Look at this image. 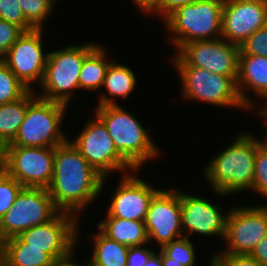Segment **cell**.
I'll list each match as a JSON object with an SVG mask.
<instances>
[{"label":"cell","mask_w":267,"mask_h":266,"mask_svg":"<svg viewBox=\"0 0 267 266\" xmlns=\"http://www.w3.org/2000/svg\"><path fill=\"white\" fill-rule=\"evenodd\" d=\"M0 266H8V254L4 240L0 239Z\"/></svg>","instance_id":"cell-42"},{"label":"cell","mask_w":267,"mask_h":266,"mask_svg":"<svg viewBox=\"0 0 267 266\" xmlns=\"http://www.w3.org/2000/svg\"><path fill=\"white\" fill-rule=\"evenodd\" d=\"M224 0H197L178 8L163 22L175 52L189 42L221 38Z\"/></svg>","instance_id":"cell-5"},{"label":"cell","mask_w":267,"mask_h":266,"mask_svg":"<svg viewBox=\"0 0 267 266\" xmlns=\"http://www.w3.org/2000/svg\"><path fill=\"white\" fill-rule=\"evenodd\" d=\"M173 67L182 83L181 95L185 101L249 111L239 97L236 85L238 76H224L192 66Z\"/></svg>","instance_id":"cell-7"},{"label":"cell","mask_w":267,"mask_h":266,"mask_svg":"<svg viewBox=\"0 0 267 266\" xmlns=\"http://www.w3.org/2000/svg\"><path fill=\"white\" fill-rule=\"evenodd\" d=\"M8 266H51L55 261L43 249L27 247L19 236L5 240Z\"/></svg>","instance_id":"cell-25"},{"label":"cell","mask_w":267,"mask_h":266,"mask_svg":"<svg viewBox=\"0 0 267 266\" xmlns=\"http://www.w3.org/2000/svg\"><path fill=\"white\" fill-rule=\"evenodd\" d=\"M5 172L23 187L47 189L54 174V147L7 145Z\"/></svg>","instance_id":"cell-13"},{"label":"cell","mask_w":267,"mask_h":266,"mask_svg":"<svg viewBox=\"0 0 267 266\" xmlns=\"http://www.w3.org/2000/svg\"><path fill=\"white\" fill-rule=\"evenodd\" d=\"M24 31L13 23L0 20V59H2Z\"/></svg>","instance_id":"cell-33"},{"label":"cell","mask_w":267,"mask_h":266,"mask_svg":"<svg viewBox=\"0 0 267 266\" xmlns=\"http://www.w3.org/2000/svg\"><path fill=\"white\" fill-rule=\"evenodd\" d=\"M5 173V169H0V177Z\"/></svg>","instance_id":"cell-47"},{"label":"cell","mask_w":267,"mask_h":266,"mask_svg":"<svg viewBox=\"0 0 267 266\" xmlns=\"http://www.w3.org/2000/svg\"><path fill=\"white\" fill-rule=\"evenodd\" d=\"M58 0H19L21 11L26 21L34 29L45 28V22L52 16L55 3Z\"/></svg>","instance_id":"cell-26"},{"label":"cell","mask_w":267,"mask_h":266,"mask_svg":"<svg viewBox=\"0 0 267 266\" xmlns=\"http://www.w3.org/2000/svg\"><path fill=\"white\" fill-rule=\"evenodd\" d=\"M98 222V230L107 238L129 247L149 244L144 221L104 217Z\"/></svg>","instance_id":"cell-21"},{"label":"cell","mask_w":267,"mask_h":266,"mask_svg":"<svg viewBox=\"0 0 267 266\" xmlns=\"http://www.w3.org/2000/svg\"><path fill=\"white\" fill-rule=\"evenodd\" d=\"M43 30L23 32L2 58L15 76L32 91L42 83L49 54L42 46Z\"/></svg>","instance_id":"cell-14"},{"label":"cell","mask_w":267,"mask_h":266,"mask_svg":"<svg viewBox=\"0 0 267 266\" xmlns=\"http://www.w3.org/2000/svg\"><path fill=\"white\" fill-rule=\"evenodd\" d=\"M67 105L36 97L27 111L15 139L7 145L56 147L70 137L62 131Z\"/></svg>","instance_id":"cell-6"},{"label":"cell","mask_w":267,"mask_h":266,"mask_svg":"<svg viewBox=\"0 0 267 266\" xmlns=\"http://www.w3.org/2000/svg\"><path fill=\"white\" fill-rule=\"evenodd\" d=\"M144 266H162L161 256L155 252Z\"/></svg>","instance_id":"cell-43"},{"label":"cell","mask_w":267,"mask_h":266,"mask_svg":"<svg viewBox=\"0 0 267 266\" xmlns=\"http://www.w3.org/2000/svg\"><path fill=\"white\" fill-rule=\"evenodd\" d=\"M139 10L147 14L156 4L158 0H132Z\"/></svg>","instance_id":"cell-39"},{"label":"cell","mask_w":267,"mask_h":266,"mask_svg":"<svg viewBox=\"0 0 267 266\" xmlns=\"http://www.w3.org/2000/svg\"><path fill=\"white\" fill-rule=\"evenodd\" d=\"M107 181L69 139L54 147V174L47 189L60 211L80 217L97 196L101 197Z\"/></svg>","instance_id":"cell-1"},{"label":"cell","mask_w":267,"mask_h":266,"mask_svg":"<svg viewBox=\"0 0 267 266\" xmlns=\"http://www.w3.org/2000/svg\"><path fill=\"white\" fill-rule=\"evenodd\" d=\"M94 116L86 121L80 134L70 141L103 178H109L113 172H121V176L134 172L135 169L115 148L104 123Z\"/></svg>","instance_id":"cell-8"},{"label":"cell","mask_w":267,"mask_h":266,"mask_svg":"<svg viewBox=\"0 0 267 266\" xmlns=\"http://www.w3.org/2000/svg\"><path fill=\"white\" fill-rule=\"evenodd\" d=\"M98 45L96 41L85 42L49 52L44 78L39 90H35L37 97L70 105L75 90L80 89L79 73L84 59Z\"/></svg>","instance_id":"cell-4"},{"label":"cell","mask_w":267,"mask_h":266,"mask_svg":"<svg viewBox=\"0 0 267 266\" xmlns=\"http://www.w3.org/2000/svg\"><path fill=\"white\" fill-rule=\"evenodd\" d=\"M237 90L241 101L250 111L262 109L267 104V57L255 55H239L238 77L236 80ZM263 104L257 108L255 99ZM251 95V96H250ZM255 106V107H254Z\"/></svg>","instance_id":"cell-19"},{"label":"cell","mask_w":267,"mask_h":266,"mask_svg":"<svg viewBox=\"0 0 267 266\" xmlns=\"http://www.w3.org/2000/svg\"><path fill=\"white\" fill-rule=\"evenodd\" d=\"M37 97L35 90H29L22 98L0 105V138L11 143L19 131L28 105Z\"/></svg>","instance_id":"cell-24"},{"label":"cell","mask_w":267,"mask_h":266,"mask_svg":"<svg viewBox=\"0 0 267 266\" xmlns=\"http://www.w3.org/2000/svg\"><path fill=\"white\" fill-rule=\"evenodd\" d=\"M147 245L129 247L127 266H144L148 259L156 252Z\"/></svg>","instance_id":"cell-36"},{"label":"cell","mask_w":267,"mask_h":266,"mask_svg":"<svg viewBox=\"0 0 267 266\" xmlns=\"http://www.w3.org/2000/svg\"><path fill=\"white\" fill-rule=\"evenodd\" d=\"M239 46L223 38L182 45L171 57L172 66H192L224 76H238Z\"/></svg>","instance_id":"cell-10"},{"label":"cell","mask_w":267,"mask_h":266,"mask_svg":"<svg viewBox=\"0 0 267 266\" xmlns=\"http://www.w3.org/2000/svg\"><path fill=\"white\" fill-rule=\"evenodd\" d=\"M129 65L113 61L109 64L104 78L102 92H99L97 106L118 105L115 99H127L134 92L138 79ZM104 87V88H103ZM103 89H106L105 91ZM104 91V92H103ZM107 91V92H106Z\"/></svg>","instance_id":"cell-20"},{"label":"cell","mask_w":267,"mask_h":266,"mask_svg":"<svg viewBox=\"0 0 267 266\" xmlns=\"http://www.w3.org/2000/svg\"><path fill=\"white\" fill-rule=\"evenodd\" d=\"M236 134L233 142L216 153L203 169L205 182L209 183L216 197L252 191L256 147L260 140L250 131Z\"/></svg>","instance_id":"cell-2"},{"label":"cell","mask_w":267,"mask_h":266,"mask_svg":"<svg viewBox=\"0 0 267 266\" xmlns=\"http://www.w3.org/2000/svg\"><path fill=\"white\" fill-rule=\"evenodd\" d=\"M107 49L99 44L85 59L79 73L80 89L99 91L103 86L109 64ZM100 88V89H99Z\"/></svg>","instance_id":"cell-23"},{"label":"cell","mask_w":267,"mask_h":266,"mask_svg":"<svg viewBox=\"0 0 267 266\" xmlns=\"http://www.w3.org/2000/svg\"><path fill=\"white\" fill-rule=\"evenodd\" d=\"M197 0H158L157 4L146 14L161 17L162 22L178 8L191 4Z\"/></svg>","instance_id":"cell-35"},{"label":"cell","mask_w":267,"mask_h":266,"mask_svg":"<svg viewBox=\"0 0 267 266\" xmlns=\"http://www.w3.org/2000/svg\"><path fill=\"white\" fill-rule=\"evenodd\" d=\"M145 227L149 243L156 242L159 249L184 237L181 220V191L173 188L160 189L152 198Z\"/></svg>","instance_id":"cell-15"},{"label":"cell","mask_w":267,"mask_h":266,"mask_svg":"<svg viewBox=\"0 0 267 266\" xmlns=\"http://www.w3.org/2000/svg\"><path fill=\"white\" fill-rule=\"evenodd\" d=\"M210 260H209V265L210 266H218L213 260H212V258H209Z\"/></svg>","instance_id":"cell-45"},{"label":"cell","mask_w":267,"mask_h":266,"mask_svg":"<svg viewBox=\"0 0 267 266\" xmlns=\"http://www.w3.org/2000/svg\"><path fill=\"white\" fill-rule=\"evenodd\" d=\"M228 210L221 208L220 203H212L203 196H194L184 193L181 190V220L183 236L188 237L193 234L198 236L220 237L222 240L225 235L226 218ZM222 210H224L222 212ZM226 214H225V213Z\"/></svg>","instance_id":"cell-16"},{"label":"cell","mask_w":267,"mask_h":266,"mask_svg":"<svg viewBox=\"0 0 267 266\" xmlns=\"http://www.w3.org/2000/svg\"><path fill=\"white\" fill-rule=\"evenodd\" d=\"M211 258L218 266H262L249 254H213Z\"/></svg>","instance_id":"cell-34"},{"label":"cell","mask_w":267,"mask_h":266,"mask_svg":"<svg viewBox=\"0 0 267 266\" xmlns=\"http://www.w3.org/2000/svg\"><path fill=\"white\" fill-rule=\"evenodd\" d=\"M265 204L231 206L223 238L226 248L214 254H250L267 235V202Z\"/></svg>","instance_id":"cell-11"},{"label":"cell","mask_w":267,"mask_h":266,"mask_svg":"<svg viewBox=\"0 0 267 266\" xmlns=\"http://www.w3.org/2000/svg\"><path fill=\"white\" fill-rule=\"evenodd\" d=\"M156 252L161 256L162 266H183L180 263L170 262V258L167 257L161 250Z\"/></svg>","instance_id":"cell-44"},{"label":"cell","mask_w":267,"mask_h":266,"mask_svg":"<svg viewBox=\"0 0 267 266\" xmlns=\"http://www.w3.org/2000/svg\"><path fill=\"white\" fill-rule=\"evenodd\" d=\"M255 114H257L259 118L262 119L261 122L263 124H261L262 125L261 130L264 131L265 135L263 136L264 138L259 140H261L260 145L267 150V116L261 110L256 111Z\"/></svg>","instance_id":"cell-40"},{"label":"cell","mask_w":267,"mask_h":266,"mask_svg":"<svg viewBox=\"0 0 267 266\" xmlns=\"http://www.w3.org/2000/svg\"><path fill=\"white\" fill-rule=\"evenodd\" d=\"M221 38L240 46L267 24V0H224Z\"/></svg>","instance_id":"cell-17"},{"label":"cell","mask_w":267,"mask_h":266,"mask_svg":"<svg viewBox=\"0 0 267 266\" xmlns=\"http://www.w3.org/2000/svg\"><path fill=\"white\" fill-rule=\"evenodd\" d=\"M89 236L94 244L88 266H127L129 246L107 238L99 230Z\"/></svg>","instance_id":"cell-22"},{"label":"cell","mask_w":267,"mask_h":266,"mask_svg":"<svg viewBox=\"0 0 267 266\" xmlns=\"http://www.w3.org/2000/svg\"><path fill=\"white\" fill-rule=\"evenodd\" d=\"M192 240L188 237H182L162 246L160 250L170 258V262L180 263L183 266H195L196 248Z\"/></svg>","instance_id":"cell-28"},{"label":"cell","mask_w":267,"mask_h":266,"mask_svg":"<svg viewBox=\"0 0 267 266\" xmlns=\"http://www.w3.org/2000/svg\"><path fill=\"white\" fill-rule=\"evenodd\" d=\"M249 255L260 265L267 266V235L257 244Z\"/></svg>","instance_id":"cell-37"},{"label":"cell","mask_w":267,"mask_h":266,"mask_svg":"<svg viewBox=\"0 0 267 266\" xmlns=\"http://www.w3.org/2000/svg\"><path fill=\"white\" fill-rule=\"evenodd\" d=\"M23 186L6 172L0 177V219L13 206Z\"/></svg>","instance_id":"cell-30"},{"label":"cell","mask_w":267,"mask_h":266,"mask_svg":"<svg viewBox=\"0 0 267 266\" xmlns=\"http://www.w3.org/2000/svg\"><path fill=\"white\" fill-rule=\"evenodd\" d=\"M59 212L48 189L23 187L13 206L0 219V239L19 236L33 226L47 223Z\"/></svg>","instance_id":"cell-9"},{"label":"cell","mask_w":267,"mask_h":266,"mask_svg":"<svg viewBox=\"0 0 267 266\" xmlns=\"http://www.w3.org/2000/svg\"><path fill=\"white\" fill-rule=\"evenodd\" d=\"M79 220L71 213L60 211L52 220L23 231L19 237L27 247L43 249L59 260L77 248L81 234Z\"/></svg>","instance_id":"cell-12"},{"label":"cell","mask_w":267,"mask_h":266,"mask_svg":"<svg viewBox=\"0 0 267 266\" xmlns=\"http://www.w3.org/2000/svg\"><path fill=\"white\" fill-rule=\"evenodd\" d=\"M138 170L121 176L111 196L106 217L145 221L150 202L160 190L139 178ZM137 174V176H136Z\"/></svg>","instance_id":"cell-18"},{"label":"cell","mask_w":267,"mask_h":266,"mask_svg":"<svg viewBox=\"0 0 267 266\" xmlns=\"http://www.w3.org/2000/svg\"><path fill=\"white\" fill-rule=\"evenodd\" d=\"M76 251L77 249L72 251L67 257L59 259V260H55L51 264V266H88L87 261L86 262L83 261V263H81L82 265L76 261L75 259L76 257L75 255H77Z\"/></svg>","instance_id":"cell-38"},{"label":"cell","mask_w":267,"mask_h":266,"mask_svg":"<svg viewBox=\"0 0 267 266\" xmlns=\"http://www.w3.org/2000/svg\"><path fill=\"white\" fill-rule=\"evenodd\" d=\"M266 116H267V104L265 107H263L262 109H260Z\"/></svg>","instance_id":"cell-46"},{"label":"cell","mask_w":267,"mask_h":266,"mask_svg":"<svg viewBox=\"0 0 267 266\" xmlns=\"http://www.w3.org/2000/svg\"><path fill=\"white\" fill-rule=\"evenodd\" d=\"M96 115L106 126L120 155L140 172L148 161L160 156L152 136L143 123L122 105L96 106Z\"/></svg>","instance_id":"cell-3"},{"label":"cell","mask_w":267,"mask_h":266,"mask_svg":"<svg viewBox=\"0 0 267 266\" xmlns=\"http://www.w3.org/2000/svg\"><path fill=\"white\" fill-rule=\"evenodd\" d=\"M239 48V55L267 57V24L249 36Z\"/></svg>","instance_id":"cell-32"},{"label":"cell","mask_w":267,"mask_h":266,"mask_svg":"<svg viewBox=\"0 0 267 266\" xmlns=\"http://www.w3.org/2000/svg\"><path fill=\"white\" fill-rule=\"evenodd\" d=\"M7 144L0 138V169L6 168Z\"/></svg>","instance_id":"cell-41"},{"label":"cell","mask_w":267,"mask_h":266,"mask_svg":"<svg viewBox=\"0 0 267 266\" xmlns=\"http://www.w3.org/2000/svg\"><path fill=\"white\" fill-rule=\"evenodd\" d=\"M252 191L267 199V150L260 144L256 147Z\"/></svg>","instance_id":"cell-29"},{"label":"cell","mask_w":267,"mask_h":266,"mask_svg":"<svg viewBox=\"0 0 267 266\" xmlns=\"http://www.w3.org/2000/svg\"><path fill=\"white\" fill-rule=\"evenodd\" d=\"M29 89L15 76L7 64L0 59V105L22 98Z\"/></svg>","instance_id":"cell-27"},{"label":"cell","mask_w":267,"mask_h":266,"mask_svg":"<svg viewBox=\"0 0 267 266\" xmlns=\"http://www.w3.org/2000/svg\"><path fill=\"white\" fill-rule=\"evenodd\" d=\"M0 20L13 23L24 32L34 30L26 21L20 8L19 0H0Z\"/></svg>","instance_id":"cell-31"}]
</instances>
